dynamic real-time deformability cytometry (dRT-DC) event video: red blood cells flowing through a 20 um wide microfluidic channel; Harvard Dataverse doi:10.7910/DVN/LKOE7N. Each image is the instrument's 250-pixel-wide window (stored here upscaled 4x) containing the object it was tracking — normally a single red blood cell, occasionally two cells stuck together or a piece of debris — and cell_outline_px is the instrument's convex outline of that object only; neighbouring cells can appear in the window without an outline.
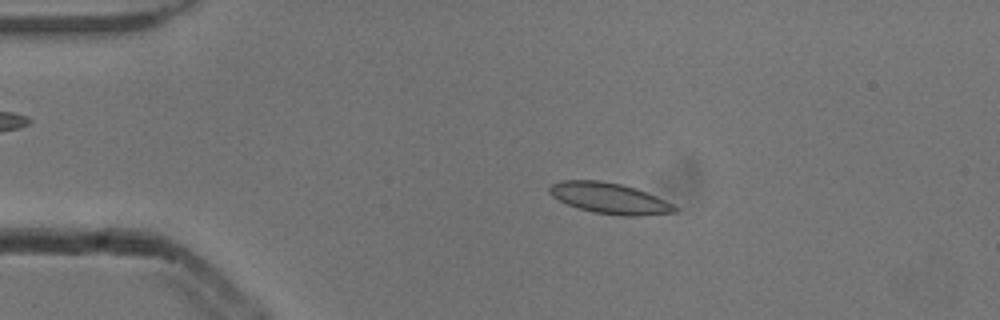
{"species": "common noctule bat (a hibernating species)", "species_latin": "Nyctalus noctula", "temperature_condition": "cold", "stored_images_in_passage": 52, "camera_frame_rate_fps": 3000, "um_per_image_px": 0.085, "animal": {"sex": "male", "body_mass_g": 13.3}, "frame": {"image": 1, "passage_image": 10, "time_ms": 3.0, "image_size_px": [1000, 320], "cell_outline_px": [[680, 208], [676, 212], [636, 216], [620, 216], [592, 212], [568, 204], [552, 196], [548, 192], [548, 188], [552, 184], [560, 180], [600, 180], [620, 184], [636, 188], [656, 196]], "centroid_in_image_um": [51.8, 16.85], "position_along_channel_um": 33.2, "area_um2": 22.48}}
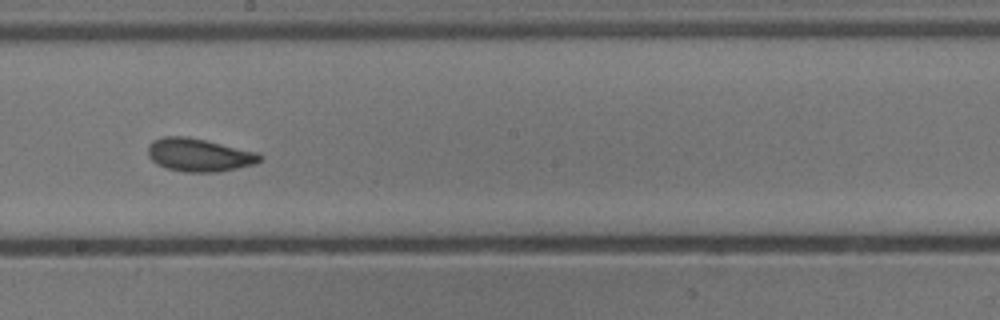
{"frame": {"image": 2, "passage_image": 29, "time_ms": 9.333, "image_size_px": [1000, 320], "cell_outline_px": [[264, 156], [256, 164], [220, 172], [184, 172], [168, 168], [156, 164], [148, 156], [148, 144], [152, 140], [164, 136], [188, 136], [260, 152]], "centroid_in_image_um": [16.95, 13.16], "position_along_channel_um": 231.2, "area_um2": 21.96}}
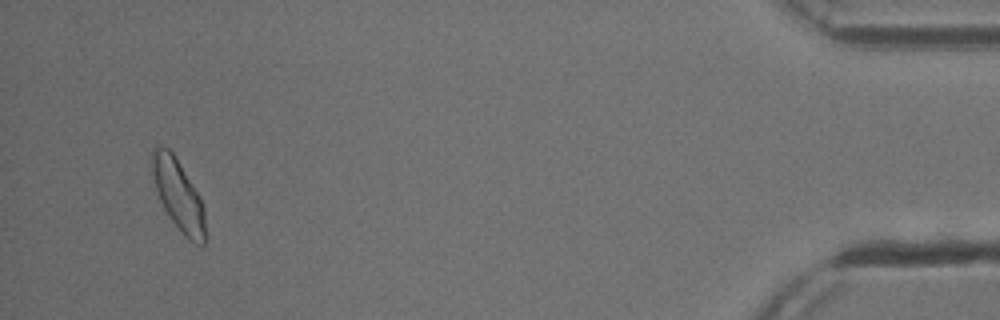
{"frame": {"image": 3, "passage_image": 50, "time_ms": 16.333, "image_size_px": [1000, 320], "cell_outline_px": [[204, 244], [196, 244], [188, 240], [184, 236], [172, 220], [164, 208], [160, 200], [156, 188], [152, 172], [152, 148], [168, 148], [176, 156], [196, 192], [204, 208]], "centroid_in_image_um": [15.15, 16.58], "position_along_channel_um": 420.1, "area_um2": 21.21}, "authors_computed_cell_mechanics": {"area_um2": 21.1548, "velocity_mm_per_s": 3.855, "shape_relaxation_time_tau1_ms": 3.2961, "shape_relaxation_time_tau2_ms": 2.1562, "deformation_change_tau1": 0.0961, "deformation_change_tau2": 0.0688}}